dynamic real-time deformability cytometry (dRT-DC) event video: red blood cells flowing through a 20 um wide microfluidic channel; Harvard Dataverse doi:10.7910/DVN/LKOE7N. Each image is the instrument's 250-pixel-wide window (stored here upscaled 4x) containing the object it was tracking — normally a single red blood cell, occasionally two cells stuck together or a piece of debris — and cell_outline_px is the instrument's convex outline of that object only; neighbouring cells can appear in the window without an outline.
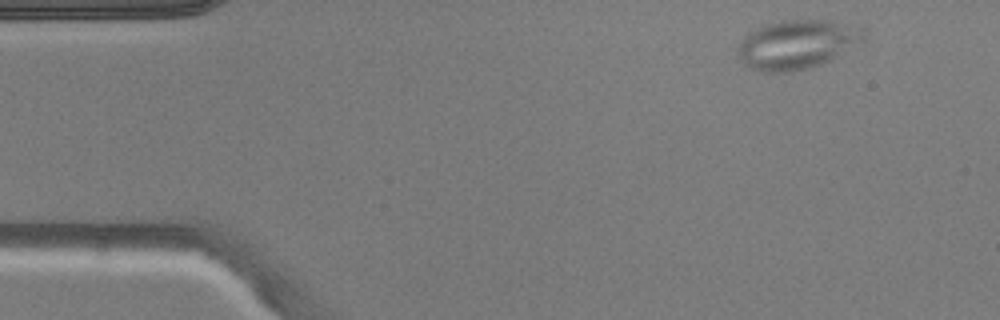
{"species": "common noctule bat (a hibernating species)", "species_latin": "Nyctalus noctula", "temperature_condition": "warm", "stored_images_in_passage": 5, "camera_frame_rate_fps": 3000, "um_per_image_px": 0.085, "animal": {"sex": "male", "body_mass_g": 20.5, "forearm_length_mm": 52.5}, "frame": {"image": 1, "passage_image": 1, "time_ms": 0.0, "image_size_px": [1000, 320], "cell_outline_px": [[864, 40], [828, 60], [820, 64], [808, 68], [788, 72], [756, 72], [748, 68], [740, 60], [736, 52], [736, 48], [748, 32], [756, 28], [768, 24], [784, 20], [828, 20], [860, 28], [864, 32]], "centroid_in_image_um": [67.65, 3.79], "position_along_channel_um": 17.4, "area_um2": 35.66}}